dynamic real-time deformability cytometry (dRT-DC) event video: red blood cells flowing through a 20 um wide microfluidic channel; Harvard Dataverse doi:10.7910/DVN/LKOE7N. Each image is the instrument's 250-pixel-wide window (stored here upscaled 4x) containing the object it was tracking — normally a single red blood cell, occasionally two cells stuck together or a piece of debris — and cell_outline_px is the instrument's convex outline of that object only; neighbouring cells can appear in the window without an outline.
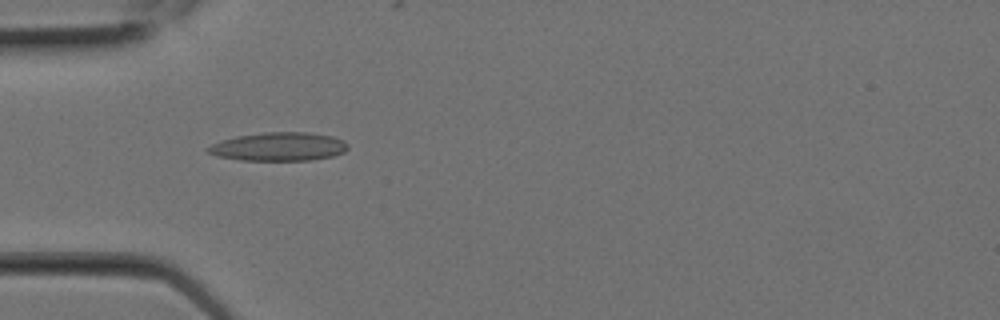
{"species": "Egyptian fruit bat (a non-hibernating species)", "species_latin": "Rousettus aegyptiacus", "temperature_condition": "room temperature", "stored_images_in_passage": 8, "camera_frame_rate_fps": 3000, "um_per_image_px": 0.085, "animal": {"sex": "female"}, "frame": {"image": 1, "passage_image": 7, "time_ms": 2.0, "image_size_px": [1000, 320], "cell_outline_px": [[348, 148], [344, 152], [332, 156], [308, 160], [240, 160], [216, 156], [208, 152], [204, 148], [212, 144], [236, 136], [264, 132], [308, 132], [332, 136], [344, 140], [348, 144]], "centroid_in_image_um": [23.69, 12.46], "position_along_channel_um": 61.3, "area_um2": 23.24}}